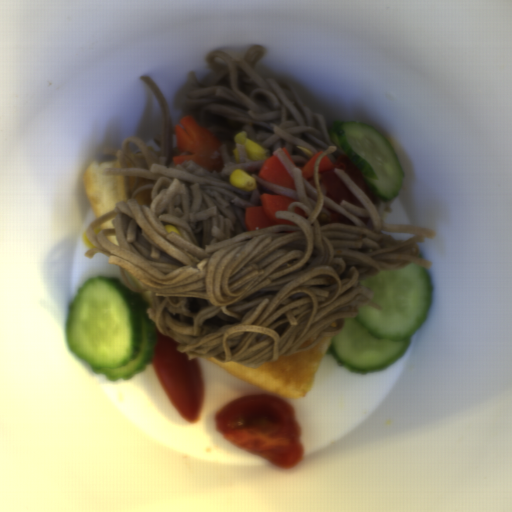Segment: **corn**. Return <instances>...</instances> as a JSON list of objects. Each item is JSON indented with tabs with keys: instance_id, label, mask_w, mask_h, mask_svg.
<instances>
[{
	"instance_id": "obj_2",
	"label": "corn",
	"mask_w": 512,
	"mask_h": 512,
	"mask_svg": "<svg viewBox=\"0 0 512 512\" xmlns=\"http://www.w3.org/2000/svg\"><path fill=\"white\" fill-rule=\"evenodd\" d=\"M228 182L232 186L242 191H252L257 189V182L255 178L250 176L245 170L241 168L230 172L228 176Z\"/></svg>"
},
{
	"instance_id": "obj_3",
	"label": "corn",
	"mask_w": 512,
	"mask_h": 512,
	"mask_svg": "<svg viewBox=\"0 0 512 512\" xmlns=\"http://www.w3.org/2000/svg\"><path fill=\"white\" fill-rule=\"evenodd\" d=\"M163 228L166 230L167 234L174 233V234L182 237L181 234L179 233L177 227H175L174 225L164 224Z\"/></svg>"
},
{
	"instance_id": "obj_5",
	"label": "corn",
	"mask_w": 512,
	"mask_h": 512,
	"mask_svg": "<svg viewBox=\"0 0 512 512\" xmlns=\"http://www.w3.org/2000/svg\"><path fill=\"white\" fill-rule=\"evenodd\" d=\"M232 153H233V157H234L235 163L239 164L240 157H239V153H238L237 148L233 149Z\"/></svg>"
},
{
	"instance_id": "obj_4",
	"label": "corn",
	"mask_w": 512,
	"mask_h": 512,
	"mask_svg": "<svg viewBox=\"0 0 512 512\" xmlns=\"http://www.w3.org/2000/svg\"><path fill=\"white\" fill-rule=\"evenodd\" d=\"M83 241L90 245L92 248L97 247L92 238L85 232L83 234Z\"/></svg>"
},
{
	"instance_id": "obj_7",
	"label": "corn",
	"mask_w": 512,
	"mask_h": 512,
	"mask_svg": "<svg viewBox=\"0 0 512 512\" xmlns=\"http://www.w3.org/2000/svg\"><path fill=\"white\" fill-rule=\"evenodd\" d=\"M336 325H337V324H336V322H335V323H333L330 327H334V328H335V327H336Z\"/></svg>"
},
{
	"instance_id": "obj_6",
	"label": "corn",
	"mask_w": 512,
	"mask_h": 512,
	"mask_svg": "<svg viewBox=\"0 0 512 512\" xmlns=\"http://www.w3.org/2000/svg\"><path fill=\"white\" fill-rule=\"evenodd\" d=\"M102 229L100 228V225L99 226H95L94 228V232L97 234L99 231H101Z\"/></svg>"
},
{
	"instance_id": "obj_1",
	"label": "corn",
	"mask_w": 512,
	"mask_h": 512,
	"mask_svg": "<svg viewBox=\"0 0 512 512\" xmlns=\"http://www.w3.org/2000/svg\"><path fill=\"white\" fill-rule=\"evenodd\" d=\"M234 141L238 145L245 144L246 151L248 153V159L252 161H266L269 156L266 155L265 150L258 143L248 139L247 134L241 131L239 134L234 136Z\"/></svg>"
}]
</instances>
